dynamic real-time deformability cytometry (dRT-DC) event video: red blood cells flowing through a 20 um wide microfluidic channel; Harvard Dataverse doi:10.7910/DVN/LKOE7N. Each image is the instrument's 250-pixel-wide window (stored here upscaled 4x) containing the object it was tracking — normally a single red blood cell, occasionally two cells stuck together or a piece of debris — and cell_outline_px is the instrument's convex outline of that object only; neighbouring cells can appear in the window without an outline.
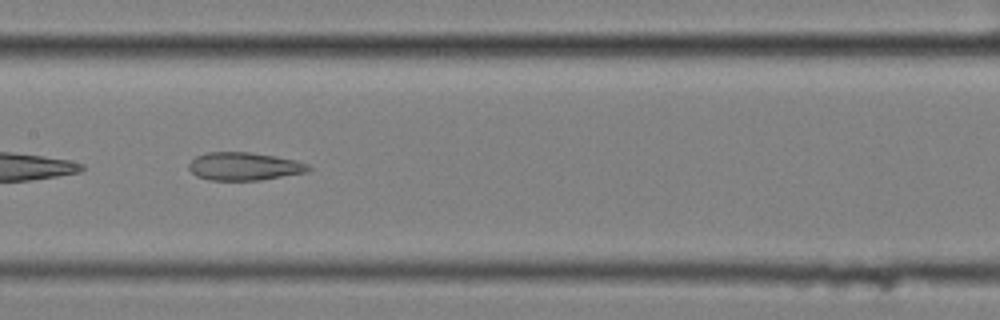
{"species": "common noctule bat (a hibernating species)", "species_latin": "Nyctalus noctula", "temperature_condition": "cold", "stored_images_in_passage": 5, "camera_frame_rate_fps": 3000, "um_per_image_px": 0.085, "animal": {"sex": "female", "body_mass_g": 25.1}, "frame": {"image": 1, "passage_image": 4, "time_ms": 1.0, "image_size_px": [1000, 320], "cell_outline_px": [[312, 168], [308, 172], [260, 180], [208, 180], [196, 176], [188, 168], [188, 164], [196, 156], [208, 152], [248, 152], [296, 160], [308, 164]], "centroid_in_image_um": [20.75, 14.14], "position_along_channel_um": 186.7, "area_um2": 19.48}}